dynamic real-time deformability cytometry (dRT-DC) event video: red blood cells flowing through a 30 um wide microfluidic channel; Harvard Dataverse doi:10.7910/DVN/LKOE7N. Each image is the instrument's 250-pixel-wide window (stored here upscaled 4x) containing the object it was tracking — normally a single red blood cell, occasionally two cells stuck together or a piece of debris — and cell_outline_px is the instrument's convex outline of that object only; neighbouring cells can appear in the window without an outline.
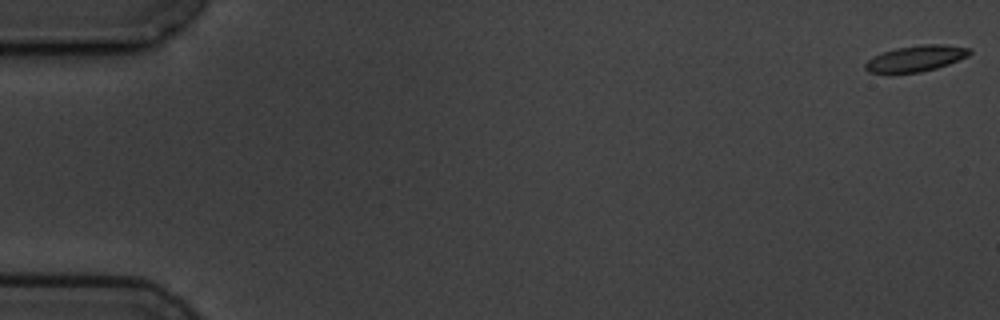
{"species": "common noctule bat (a hibernating species)", "species_latin": "Nyctalus noctula", "temperature_condition": "cold", "stored_images_in_passage": 7, "camera_frame_rate_fps": 3000, "um_per_image_px": 0.085, "animal": {"sex": "male", "body_mass_g": 19.5, "forearm_length_mm": 54.6}, "frame": {"image": 1, "passage_image": 1, "time_ms": 0.0, "image_size_px": [1000, 320], "cell_outline_px": [[972, 52], [968, 56], [948, 64], [936, 68], [920, 72], [868, 72], [864, 68], [864, 64], [872, 56], [896, 48], [920, 44], [944, 44], [968, 48]], "centroid_in_image_um": [77.85, 4.95], "position_along_channel_um": 7.2, "area_um2": 15.61}}
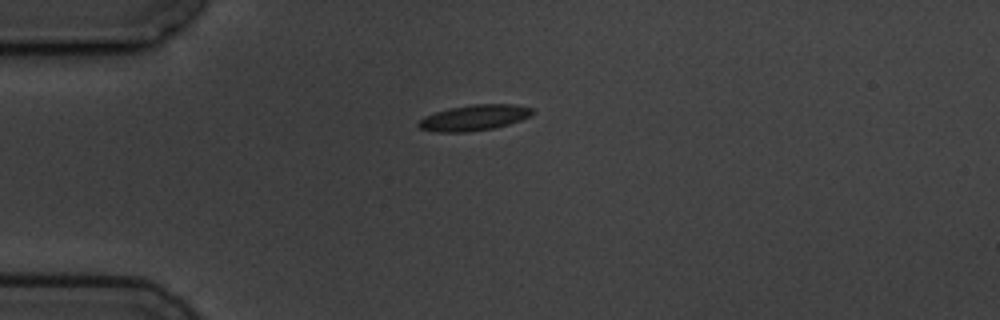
{"frame": {"image": 2, "passage_image": 5, "time_ms": 4.667, "image_size_px": [1000, 320], "cell_outline_px": [[536, 112], [520, 120], [496, 128], [464, 132], [436, 132], [420, 128], [416, 124], [424, 116], [448, 108], [472, 104], [516, 104], [532, 108]], "centroid_in_image_um": [40.3, 10.0], "position_along_channel_um": 44.7, "area_um2": 17.11}}
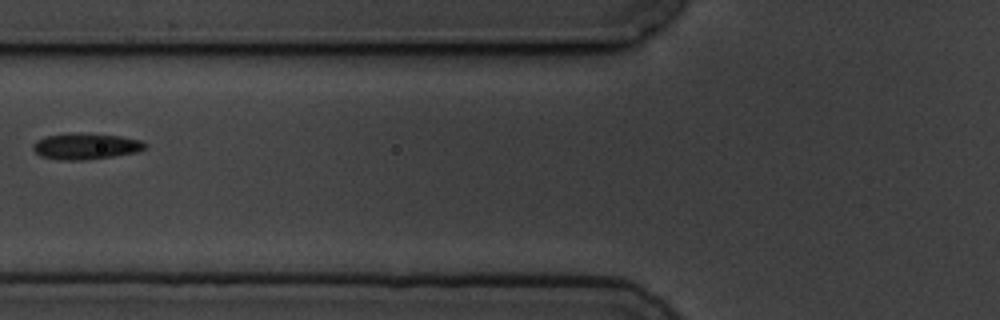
{"frame": {"image": 3, "passage_image": 7, "time_ms": 7.333, "image_size_px": [1000, 320], "cell_outline_px": [[148, 144], [144, 148], [136, 152], [112, 156], [84, 160], [56, 160], [40, 156], [32, 148], [32, 144], [36, 140], [44, 136], [68, 132], [72, 132], [120, 136], [144, 140]], "centroid_in_image_um": [7.25, 12.42], "position_along_channel_um": 118.6, "area_um2": 17.34}}